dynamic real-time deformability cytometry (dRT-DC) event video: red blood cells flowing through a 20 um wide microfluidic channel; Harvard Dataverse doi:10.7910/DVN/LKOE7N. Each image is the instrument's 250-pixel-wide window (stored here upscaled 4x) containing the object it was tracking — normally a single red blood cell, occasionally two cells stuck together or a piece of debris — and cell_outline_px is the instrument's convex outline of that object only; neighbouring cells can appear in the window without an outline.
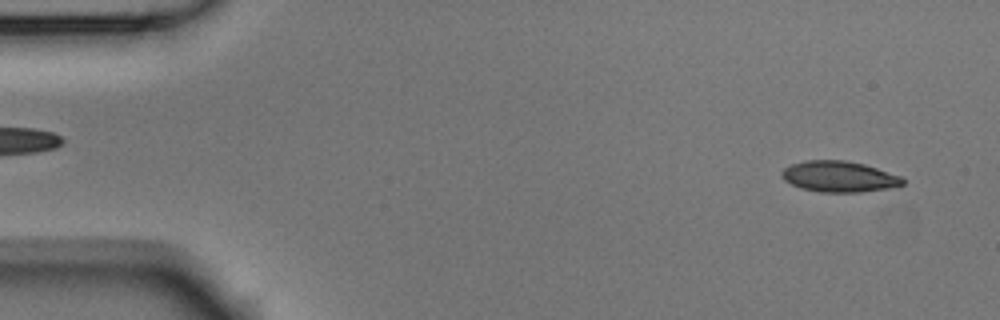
{"species": "Egyptian fruit bat (a non-hibernating species)", "species_latin": "Rousettus aegyptiacus", "temperature_condition": "room temperature", "stored_images_in_passage": 53, "camera_frame_rate_fps": 3000, "um_per_image_px": 0.085, "animal": {"sex": "male"}, "frame": {"image": 1, "passage_image": 3, "time_ms": 0.667, "image_size_px": [1000, 320], "cell_outline_px": [[904, 184], [888, 188], [860, 192], [820, 192], [800, 188], [784, 180], [780, 172], [784, 168], [792, 164], [808, 160], [844, 160], [864, 164], [900, 176], [904, 180]], "centroid_in_image_um": [71.3, 15.01], "position_along_channel_um": 13.7, "area_um2": 21.62}}
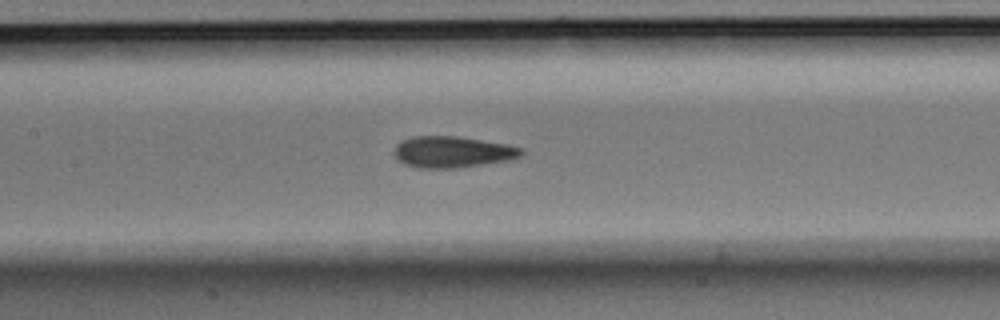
{"frame": {"image": 2, "passage_image": 24, "time_ms": 7.667, "image_size_px": [1000, 320], "cell_outline_px": [[524, 152], [520, 156], [512, 160], [456, 168], [416, 168], [404, 164], [396, 160], [396, 144], [400, 140], [416, 136], [456, 136], [508, 144], [524, 148]], "centroid_in_image_um": [38.48, 12.92], "position_along_channel_um": 168.9, "area_um2": 23.41}}
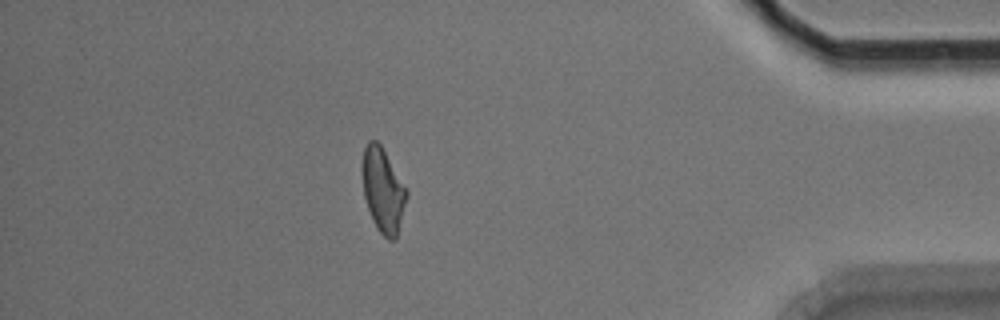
{"frame": {"image": 3, "passage_image": 46, "time_ms": 15.0, "image_size_px": [1000, 320], "cell_outline_px": [[408, 196], [396, 240], [388, 240], [376, 228], [372, 220], [364, 196], [360, 172], [360, 168], [364, 148], [368, 140], [376, 140], [380, 144], [408, 192]], "centroid_in_image_um": [32.52, 16.18], "position_along_channel_um": 402.7, "area_um2": 21.96}, "authors_computed_cell_mechanics": {"area_um2": 22.1374, "velocity_mm_per_s": 3.7724, "shape_relaxation_time_tau1_ms": 6.5624, "shape_relaxation_time_tau2_ms": 2.3537, "deformation_change_tau1": 0.1662, "deformation_change_tau2": 0.0838}}